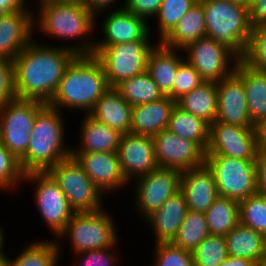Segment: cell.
Segmentation results:
<instances>
[{"mask_svg":"<svg viewBox=\"0 0 266 266\" xmlns=\"http://www.w3.org/2000/svg\"><path fill=\"white\" fill-rule=\"evenodd\" d=\"M35 37L13 60L16 96L48 104L77 54L64 44L41 43Z\"/></svg>","mask_w":266,"mask_h":266,"instance_id":"6da1fadb","label":"cell"},{"mask_svg":"<svg viewBox=\"0 0 266 266\" xmlns=\"http://www.w3.org/2000/svg\"><path fill=\"white\" fill-rule=\"evenodd\" d=\"M35 2L38 7L34 6L35 12H33L34 35L39 32L43 38L45 36L48 37L47 39L57 38L56 40H64L67 43L73 40L75 44L64 43V47L77 55L93 54L94 40H96L93 38L97 37L93 34L95 28L98 29L100 26L96 24L101 21L97 22L96 16L81 2L59 0H36Z\"/></svg>","mask_w":266,"mask_h":266,"instance_id":"7a4b0ae2","label":"cell"},{"mask_svg":"<svg viewBox=\"0 0 266 266\" xmlns=\"http://www.w3.org/2000/svg\"><path fill=\"white\" fill-rule=\"evenodd\" d=\"M103 67L92 55H77L67 66L57 90L47 104L63 110L89 114L109 88Z\"/></svg>","mask_w":266,"mask_h":266,"instance_id":"3957f363","label":"cell"},{"mask_svg":"<svg viewBox=\"0 0 266 266\" xmlns=\"http://www.w3.org/2000/svg\"><path fill=\"white\" fill-rule=\"evenodd\" d=\"M63 113L45 105L36 115L26 154L19 160L23 172H46L71 156L66 146V122Z\"/></svg>","mask_w":266,"mask_h":266,"instance_id":"277c9868","label":"cell"},{"mask_svg":"<svg viewBox=\"0 0 266 266\" xmlns=\"http://www.w3.org/2000/svg\"><path fill=\"white\" fill-rule=\"evenodd\" d=\"M198 1L203 6L206 36L224 44L242 59L252 33L250 9L231 0Z\"/></svg>","mask_w":266,"mask_h":266,"instance_id":"5b68a950","label":"cell"},{"mask_svg":"<svg viewBox=\"0 0 266 266\" xmlns=\"http://www.w3.org/2000/svg\"><path fill=\"white\" fill-rule=\"evenodd\" d=\"M112 216L108 208L95 212H75L56 241L60 246L62 240L67 238L72 254L113 247L120 240L118 225Z\"/></svg>","mask_w":266,"mask_h":266,"instance_id":"8992f818","label":"cell"},{"mask_svg":"<svg viewBox=\"0 0 266 266\" xmlns=\"http://www.w3.org/2000/svg\"><path fill=\"white\" fill-rule=\"evenodd\" d=\"M154 41H135L111 45H95L93 55L101 63L110 87L130 79L147 69ZM153 43V44H152Z\"/></svg>","mask_w":266,"mask_h":266,"instance_id":"52a82bcc","label":"cell"},{"mask_svg":"<svg viewBox=\"0 0 266 266\" xmlns=\"http://www.w3.org/2000/svg\"><path fill=\"white\" fill-rule=\"evenodd\" d=\"M23 183L34 185L33 197L41 221L53 233V238L64 231L75 211L70 207L58 182L48 172H30L24 176Z\"/></svg>","mask_w":266,"mask_h":266,"instance_id":"ba28073f","label":"cell"},{"mask_svg":"<svg viewBox=\"0 0 266 266\" xmlns=\"http://www.w3.org/2000/svg\"><path fill=\"white\" fill-rule=\"evenodd\" d=\"M205 163L213 172L219 196L240 202L257 193L255 160L206 155Z\"/></svg>","mask_w":266,"mask_h":266,"instance_id":"9c48e42d","label":"cell"},{"mask_svg":"<svg viewBox=\"0 0 266 266\" xmlns=\"http://www.w3.org/2000/svg\"><path fill=\"white\" fill-rule=\"evenodd\" d=\"M48 172L58 182L75 212H95L106 208L104 205L107 204H103L105 196L72 156L58 162Z\"/></svg>","mask_w":266,"mask_h":266,"instance_id":"30bf717a","label":"cell"},{"mask_svg":"<svg viewBox=\"0 0 266 266\" xmlns=\"http://www.w3.org/2000/svg\"><path fill=\"white\" fill-rule=\"evenodd\" d=\"M45 105L16 98L0 106V142L18 160L26 154L36 115Z\"/></svg>","mask_w":266,"mask_h":266,"instance_id":"8fae6325","label":"cell"},{"mask_svg":"<svg viewBox=\"0 0 266 266\" xmlns=\"http://www.w3.org/2000/svg\"><path fill=\"white\" fill-rule=\"evenodd\" d=\"M182 52L205 82L217 83L229 77L240 60L224 44L207 36L188 44Z\"/></svg>","mask_w":266,"mask_h":266,"instance_id":"7c38bea8","label":"cell"},{"mask_svg":"<svg viewBox=\"0 0 266 266\" xmlns=\"http://www.w3.org/2000/svg\"><path fill=\"white\" fill-rule=\"evenodd\" d=\"M181 173L176 169L160 168L134 179L133 205L142 221L180 191ZM140 213V214H139Z\"/></svg>","mask_w":266,"mask_h":266,"instance_id":"4fadbf2b","label":"cell"},{"mask_svg":"<svg viewBox=\"0 0 266 266\" xmlns=\"http://www.w3.org/2000/svg\"><path fill=\"white\" fill-rule=\"evenodd\" d=\"M258 152L254 127H242L217 121L210 124L206 155L256 160Z\"/></svg>","mask_w":266,"mask_h":266,"instance_id":"5bb4252c","label":"cell"},{"mask_svg":"<svg viewBox=\"0 0 266 266\" xmlns=\"http://www.w3.org/2000/svg\"><path fill=\"white\" fill-rule=\"evenodd\" d=\"M158 167L180 172L205 164L206 151L197 143L177 136L168 129L153 137Z\"/></svg>","mask_w":266,"mask_h":266,"instance_id":"9a60e30c","label":"cell"},{"mask_svg":"<svg viewBox=\"0 0 266 266\" xmlns=\"http://www.w3.org/2000/svg\"><path fill=\"white\" fill-rule=\"evenodd\" d=\"M71 156L105 197L129 188L117 152H71Z\"/></svg>","mask_w":266,"mask_h":266,"instance_id":"2e32d148","label":"cell"},{"mask_svg":"<svg viewBox=\"0 0 266 266\" xmlns=\"http://www.w3.org/2000/svg\"><path fill=\"white\" fill-rule=\"evenodd\" d=\"M103 14L105 15L101 19L103 21L99 27V29H102L100 33L103 34V37L101 36L102 39L99 38L98 40L96 38L95 45L153 41L151 39L153 27H150V23L146 19L130 13L124 7L104 11V13L100 12L96 15V20L99 15L103 16Z\"/></svg>","mask_w":266,"mask_h":266,"instance_id":"e0dca14e","label":"cell"},{"mask_svg":"<svg viewBox=\"0 0 266 266\" xmlns=\"http://www.w3.org/2000/svg\"><path fill=\"white\" fill-rule=\"evenodd\" d=\"M117 153L122 172L129 183L158 168L154 141L150 136L131 132L122 134Z\"/></svg>","mask_w":266,"mask_h":266,"instance_id":"ac0fdd59","label":"cell"},{"mask_svg":"<svg viewBox=\"0 0 266 266\" xmlns=\"http://www.w3.org/2000/svg\"><path fill=\"white\" fill-rule=\"evenodd\" d=\"M217 85V122L254 127L250 121L243 81L233 72Z\"/></svg>","mask_w":266,"mask_h":266,"instance_id":"d6986e66","label":"cell"},{"mask_svg":"<svg viewBox=\"0 0 266 266\" xmlns=\"http://www.w3.org/2000/svg\"><path fill=\"white\" fill-rule=\"evenodd\" d=\"M34 10H19L0 15V59L14 60L34 39Z\"/></svg>","mask_w":266,"mask_h":266,"instance_id":"ffe728a7","label":"cell"},{"mask_svg":"<svg viewBox=\"0 0 266 266\" xmlns=\"http://www.w3.org/2000/svg\"><path fill=\"white\" fill-rule=\"evenodd\" d=\"M180 191L188 210L201 213H205L219 197L215 177L206 163L181 173Z\"/></svg>","mask_w":266,"mask_h":266,"instance_id":"44dd1931","label":"cell"},{"mask_svg":"<svg viewBox=\"0 0 266 266\" xmlns=\"http://www.w3.org/2000/svg\"><path fill=\"white\" fill-rule=\"evenodd\" d=\"M188 212V206L181 191L171 196L159 209L152 212L143 221L153 234L154 243H170Z\"/></svg>","mask_w":266,"mask_h":266,"instance_id":"7402d4cb","label":"cell"},{"mask_svg":"<svg viewBox=\"0 0 266 266\" xmlns=\"http://www.w3.org/2000/svg\"><path fill=\"white\" fill-rule=\"evenodd\" d=\"M176 101L169 96L132 106V120L130 132L133 134L153 137L167 129L171 112Z\"/></svg>","mask_w":266,"mask_h":266,"instance_id":"603a6c76","label":"cell"},{"mask_svg":"<svg viewBox=\"0 0 266 266\" xmlns=\"http://www.w3.org/2000/svg\"><path fill=\"white\" fill-rule=\"evenodd\" d=\"M77 146L71 152H117L122 134L92 118L82 115ZM80 141V142H79Z\"/></svg>","mask_w":266,"mask_h":266,"instance_id":"cb8c5ba5","label":"cell"},{"mask_svg":"<svg viewBox=\"0 0 266 266\" xmlns=\"http://www.w3.org/2000/svg\"><path fill=\"white\" fill-rule=\"evenodd\" d=\"M184 60L182 50L169 48L160 41L151 50L146 71L164 96L172 99V89L179 64Z\"/></svg>","mask_w":266,"mask_h":266,"instance_id":"d4e9b609","label":"cell"},{"mask_svg":"<svg viewBox=\"0 0 266 266\" xmlns=\"http://www.w3.org/2000/svg\"><path fill=\"white\" fill-rule=\"evenodd\" d=\"M89 115L121 134L130 132L132 105L121 96L115 87H109L103 93Z\"/></svg>","mask_w":266,"mask_h":266,"instance_id":"484cf974","label":"cell"},{"mask_svg":"<svg viewBox=\"0 0 266 266\" xmlns=\"http://www.w3.org/2000/svg\"><path fill=\"white\" fill-rule=\"evenodd\" d=\"M234 73L243 81L250 121L255 126L266 118V73L251 68L241 59Z\"/></svg>","mask_w":266,"mask_h":266,"instance_id":"4316f807","label":"cell"},{"mask_svg":"<svg viewBox=\"0 0 266 266\" xmlns=\"http://www.w3.org/2000/svg\"><path fill=\"white\" fill-rule=\"evenodd\" d=\"M203 37H206L205 17L203 6L197 1L160 42L169 48L182 50Z\"/></svg>","mask_w":266,"mask_h":266,"instance_id":"83f0119b","label":"cell"},{"mask_svg":"<svg viewBox=\"0 0 266 266\" xmlns=\"http://www.w3.org/2000/svg\"><path fill=\"white\" fill-rule=\"evenodd\" d=\"M224 237L228 256L255 261L261 265L266 254L264 235L239 223Z\"/></svg>","mask_w":266,"mask_h":266,"instance_id":"f1b7e54d","label":"cell"},{"mask_svg":"<svg viewBox=\"0 0 266 266\" xmlns=\"http://www.w3.org/2000/svg\"><path fill=\"white\" fill-rule=\"evenodd\" d=\"M182 110L200 117L212 124L217 117V85L216 82H204L196 89L183 95L176 101Z\"/></svg>","mask_w":266,"mask_h":266,"instance_id":"f546056e","label":"cell"},{"mask_svg":"<svg viewBox=\"0 0 266 266\" xmlns=\"http://www.w3.org/2000/svg\"><path fill=\"white\" fill-rule=\"evenodd\" d=\"M61 248L53 238L31 241L22 247L17 256H10L8 266H59L63 252Z\"/></svg>","mask_w":266,"mask_h":266,"instance_id":"4dcf8cb0","label":"cell"},{"mask_svg":"<svg viewBox=\"0 0 266 266\" xmlns=\"http://www.w3.org/2000/svg\"><path fill=\"white\" fill-rule=\"evenodd\" d=\"M167 129L177 136L199 144L205 151L209 143L210 124L175 105Z\"/></svg>","mask_w":266,"mask_h":266,"instance_id":"1f68e13d","label":"cell"},{"mask_svg":"<svg viewBox=\"0 0 266 266\" xmlns=\"http://www.w3.org/2000/svg\"><path fill=\"white\" fill-rule=\"evenodd\" d=\"M210 235H227L239 224V202L219 196L204 213Z\"/></svg>","mask_w":266,"mask_h":266,"instance_id":"d6a6232c","label":"cell"},{"mask_svg":"<svg viewBox=\"0 0 266 266\" xmlns=\"http://www.w3.org/2000/svg\"><path fill=\"white\" fill-rule=\"evenodd\" d=\"M115 88L132 106L150 103L164 97L158 85L153 81L147 71L122 81Z\"/></svg>","mask_w":266,"mask_h":266,"instance_id":"836d02e7","label":"cell"},{"mask_svg":"<svg viewBox=\"0 0 266 266\" xmlns=\"http://www.w3.org/2000/svg\"><path fill=\"white\" fill-rule=\"evenodd\" d=\"M208 235L204 213L188 210L173 241V245L192 252Z\"/></svg>","mask_w":266,"mask_h":266,"instance_id":"e575fe53","label":"cell"},{"mask_svg":"<svg viewBox=\"0 0 266 266\" xmlns=\"http://www.w3.org/2000/svg\"><path fill=\"white\" fill-rule=\"evenodd\" d=\"M198 0H163L160 5L158 14L152 21H157V28L154 32L158 41H161L179 22L183 15L197 2Z\"/></svg>","mask_w":266,"mask_h":266,"instance_id":"d590c367","label":"cell"},{"mask_svg":"<svg viewBox=\"0 0 266 266\" xmlns=\"http://www.w3.org/2000/svg\"><path fill=\"white\" fill-rule=\"evenodd\" d=\"M239 223L266 237V195L256 193L239 202Z\"/></svg>","mask_w":266,"mask_h":266,"instance_id":"8d00e7d4","label":"cell"},{"mask_svg":"<svg viewBox=\"0 0 266 266\" xmlns=\"http://www.w3.org/2000/svg\"><path fill=\"white\" fill-rule=\"evenodd\" d=\"M195 266H218L227 257V245L222 235H208L193 251Z\"/></svg>","mask_w":266,"mask_h":266,"instance_id":"74e56055","label":"cell"},{"mask_svg":"<svg viewBox=\"0 0 266 266\" xmlns=\"http://www.w3.org/2000/svg\"><path fill=\"white\" fill-rule=\"evenodd\" d=\"M24 176L20 161L0 142V192L14 193L23 184Z\"/></svg>","mask_w":266,"mask_h":266,"instance_id":"f35d334b","label":"cell"},{"mask_svg":"<svg viewBox=\"0 0 266 266\" xmlns=\"http://www.w3.org/2000/svg\"><path fill=\"white\" fill-rule=\"evenodd\" d=\"M151 266H195L192 252L170 243L154 244Z\"/></svg>","mask_w":266,"mask_h":266,"instance_id":"ab89813d","label":"cell"},{"mask_svg":"<svg viewBox=\"0 0 266 266\" xmlns=\"http://www.w3.org/2000/svg\"><path fill=\"white\" fill-rule=\"evenodd\" d=\"M241 60L251 68L266 73V26L252 28L246 53Z\"/></svg>","mask_w":266,"mask_h":266,"instance_id":"60d3db41","label":"cell"},{"mask_svg":"<svg viewBox=\"0 0 266 266\" xmlns=\"http://www.w3.org/2000/svg\"><path fill=\"white\" fill-rule=\"evenodd\" d=\"M205 81L200 74L185 59L179 64L173 83L172 99L180 97L199 87Z\"/></svg>","mask_w":266,"mask_h":266,"instance_id":"b9f144b4","label":"cell"},{"mask_svg":"<svg viewBox=\"0 0 266 266\" xmlns=\"http://www.w3.org/2000/svg\"><path fill=\"white\" fill-rule=\"evenodd\" d=\"M116 243L113 247L100 250L84 251L75 254L77 262L74 266H118L120 255L117 251ZM116 250V252H115Z\"/></svg>","mask_w":266,"mask_h":266,"instance_id":"7bdbcfd3","label":"cell"},{"mask_svg":"<svg viewBox=\"0 0 266 266\" xmlns=\"http://www.w3.org/2000/svg\"><path fill=\"white\" fill-rule=\"evenodd\" d=\"M16 98L14 62L0 59V106Z\"/></svg>","mask_w":266,"mask_h":266,"instance_id":"ee69618b","label":"cell"},{"mask_svg":"<svg viewBox=\"0 0 266 266\" xmlns=\"http://www.w3.org/2000/svg\"><path fill=\"white\" fill-rule=\"evenodd\" d=\"M123 1V0H122ZM163 0H124V8L150 22L158 14Z\"/></svg>","mask_w":266,"mask_h":266,"instance_id":"f6af8a7d","label":"cell"},{"mask_svg":"<svg viewBox=\"0 0 266 266\" xmlns=\"http://www.w3.org/2000/svg\"><path fill=\"white\" fill-rule=\"evenodd\" d=\"M255 164L257 177V193L266 195V152H258Z\"/></svg>","mask_w":266,"mask_h":266,"instance_id":"bcb514c9","label":"cell"},{"mask_svg":"<svg viewBox=\"0 0 266 266\" xmlns=\"http://www.w3.org/2000/svg\"><path fill=\"white\" fill-rule=\"evenodd\" d=\"M249 9L252 28L266 26V0L254 1Z\"/></svg>","mask_w":266,"mask_h":266,"instance_id":"7dc6e473","label":"cell"},{"mask_svg":"<svg viewBox=\"0 0 266 266\" xmlns=\"http://www.w3.org/2000/svg\"><path fill=\"white\" fill-rule=\"evenodd\" d=\"M117 1L118 0H84L82 4L96 16L100 12L108 11V9L110 11L111 9L113 10V8H122L124 6L122 2H120L121 6H115L117 5Z\"/></svg>","mask_w":266,"mask_h":266,"instance_id":"c3c4849f","label":"cell"},{"mask_svg":"<svg viewBox=\"0 0 266 266\" xmlns=\"http://www.w3.org/2000/svg\"><path fill=\"white\" fill-rule=\"evenodd\" d=\"M28 1L29 0H0V15L13 11L34 9L29 5L30 3Z\"/></svg>","mask_w":266,"mask_h":266,"instance_id":"681fc988","label":"cell"},{"mask_svg":"<svg viewBox=\"0 0 266 266\" xmlns=\"http://www.w3.org/2000/svg\"><path fill=\"white\" fill-rule=\"evenodd\" d=\"M254 129L259 151L266 152V118L258 122Z\"/></svg>","mask_w":266,"mask_h":266,"instance_id":"f907efd6","label":"cell"},{"mask_svg":"<svg viewBox=\"0 0 266 266\" xmlns=\"http://www.w3.org/2000/svg\"><path fill=\"white\" fill-rule=\"evenodd\" d=\"M218 266H260V264L255 261L228 256Z\"/></svg>","mask_w":266,"mask_h":266,"instance_id":"816d5d0a","label":"cell"},{"mask_svg":"<svg viewBox=\"0 0 266 266\" xmlns=\"http://www.w3.org/2000/svg\"><path fill=\"white\" fill-rule=\"evenodd\" d=\"M1 225V224H0ZM5 232L3 226H0V253L3 252L5 249Z\"/></svg>","mask_w":266,"mask_h":266,"instance_id":"f5cc1de1","label":"cell"},{"mask_svg":"<svg viewBox=\"0 0 266 266\" xmlns=\"http://www.w3.org/2000/svg\"><path fill=\"white\" fill-rule=\"evenodd\" d=\"M10 255H7L5 250L0 253V266H8L9 257Z\"/></svg>","mask_w":266,"mask_h":266,"instance_id":"db71d44e","label":"cell"},{"mask_svg":"<svg viewBox=\"0 0 266 266\" xmlns=\"http://www.w3.org/2000/svg\"><path fill=\"white\" fill-rule=\"evenodd\" d=\"M231 1H233L235 3L242 4V5H244V6L249 8V0H231Z\"/></svg>","mask_w":266,"mask_h":266,"instance_id":"11a10c76","label":"cell"},{"mask_svg":"<svg viewBox=\"0 0 266 266\" xmlns=\"http://www.w3.org/2000/svg\"><path fill=\"white\" fill-rule=\"evenodd\" d=\"M59 1H69V2H81V3H83L84 0H59Z\"/></svg>","mask_w":266,"mask_h":266,"instance_id":"9f6ffc18","label":"cell"},{"mask_svg":"<svg viewBox=\"0 0 266 266\" xmlns=\"http://www.w3.org/2000/svg\"><path fill=\"white\" fill-rule=\"evenodd\" d=\"M260 266H266V254H265V257L263 258V261H262Z\"/></svg>","mask_w":266,"mask_h":266,"instance_id":"6f0895ef","label":"cell"},{"mask_svg":"<svg viewBox=\"0 0 266 266\" xmlns=\"http://www.w3.org/2000/svg\"><path fill=\"white\" fill-rule=\"evenodd\" d=\"M256 0H249V8L251 7V5L253 4V2Z\"/></svg>","mask_w":266,"mask_h":266,"instance_id":"680465c9","label":"cell"}]
</instances>
